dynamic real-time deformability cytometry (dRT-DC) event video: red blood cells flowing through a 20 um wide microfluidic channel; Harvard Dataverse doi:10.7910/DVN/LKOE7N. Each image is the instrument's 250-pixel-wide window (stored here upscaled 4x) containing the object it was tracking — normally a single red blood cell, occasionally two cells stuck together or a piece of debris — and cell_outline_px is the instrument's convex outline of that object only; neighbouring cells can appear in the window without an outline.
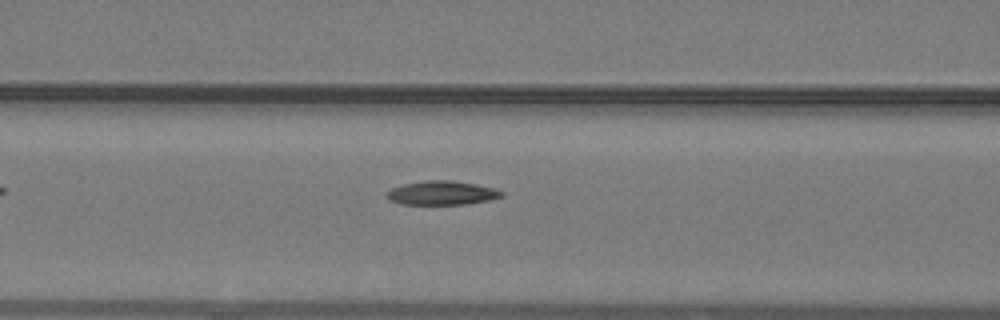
{"species": "common noctule bat (a hibernating species)", "species_latin": "Nyctalus noctula", "temperature_condition": "warm", "stored_images_in_passage": 8, "camera_frame_rate_fps": 3000, "um_per_image_px": 0.085, "animal": {"sex": "male", "body_mass_g": 19.2, "forearm_length_mm": 51.8}, "frame": {"image": 1, "passage_image": 7, "time_ms": 2.0, "image_size_px": [1000, 320], "cell_outline_px": [[504, 196], [488, 200], [464, 204], [400, 204], [388, 200], [384, 196], [384, 192], [392, 188], [404, 184], [428, 180], [452, 180], [476, 184], [492, 188], [504, 192]], "centroid_in_image_um": [37.5, 16.4], "position_along_channel_um": 129.1, "area_um2": 16.07}}